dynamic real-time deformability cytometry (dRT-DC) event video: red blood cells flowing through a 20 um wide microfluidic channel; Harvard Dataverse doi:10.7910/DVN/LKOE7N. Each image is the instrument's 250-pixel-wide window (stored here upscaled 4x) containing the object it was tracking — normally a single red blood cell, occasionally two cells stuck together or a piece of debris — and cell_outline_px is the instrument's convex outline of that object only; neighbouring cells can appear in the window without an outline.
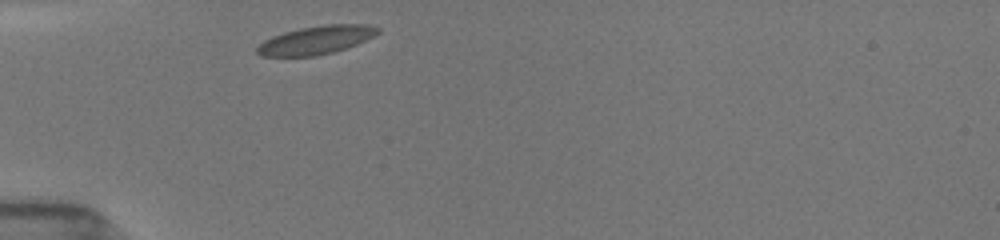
{"species": "common noctule bat (a hibernating species)", "species_latin": "Nyctalus noctula", "temperature_condition": "room temperature", "stored_images_in_passage": 30, "camera_frame_rate_fps": 3000, "um_per_image_px": 0.085, "animal": {"sex": "female", "body_mass_g": 19.5, "forearm_length_mm": 54.1}, "frame": {"image": 1, "passage_image": 1, "time_ms": 0.0, "image_size_px": [1000, 240], "cell_outline_px": [[380, 32], [348, 48], [316, 56], [260, 56], [256, 52], [256, 48], [264, 40], [272, 36], [284, 32], [300, 28], [324, 24], [368, 24], [380, 28]], "centroid_in_image_um": [26.86, 3.4], "position_along_channel_um": 58.1, "area_um2": 19.94}}
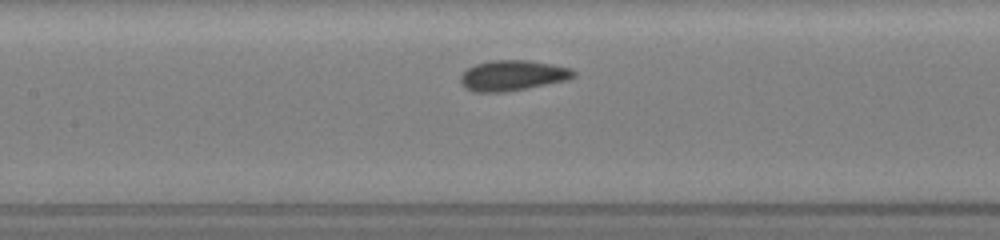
{"frame": {"image": 2, "passage_image": 10, "time_ms": 3.0, "image_size_px": [1000, 240], "cell_outline_px": [[576, 76], [568, 80], [528, 88], [504, 92], [472, 92], [464, 88], [460, 84], [460, 76], [468, 68], [476, 64], [488, 60], [528, 60], [552, 64], [572, 68], [576, 72]], "centroid_in_image_um": [43.57, 6.42], "position_along_channel_um": 163.8, "area_um2": 20.35}}
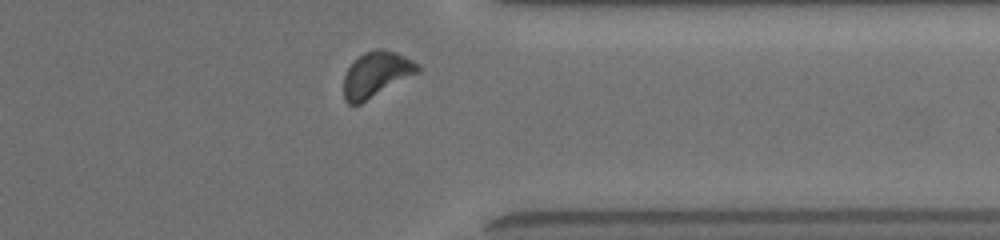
{"frame": {"image": 3, "passage_image": 27, "time_ms": 8.667, "image_size_px": [1000, 240], "cell_outline_px": [[420, 72], [360, 104], [348, 104], [344, 100], [344, 76], [348, 68], [364, 52], [376, 48], [380, 48], [396, 52], [420, 64]], "centroid_in_image_um": [32.0, 6.32], "position_along_channel_um": 379.4, "area_um2": 19.54}, "authors_computed_cell_mechanics": {"area_um2": 19.4786, "velocity_mm_per_s": 3.8566, "shape_relaxation_time_tau1_ms": 1.5953, "shape_relaxation_time_tau2_ms": 0.8353, "deformation_change_tau1": 0.0913, "deformation_change_tau2": 0.0519}}